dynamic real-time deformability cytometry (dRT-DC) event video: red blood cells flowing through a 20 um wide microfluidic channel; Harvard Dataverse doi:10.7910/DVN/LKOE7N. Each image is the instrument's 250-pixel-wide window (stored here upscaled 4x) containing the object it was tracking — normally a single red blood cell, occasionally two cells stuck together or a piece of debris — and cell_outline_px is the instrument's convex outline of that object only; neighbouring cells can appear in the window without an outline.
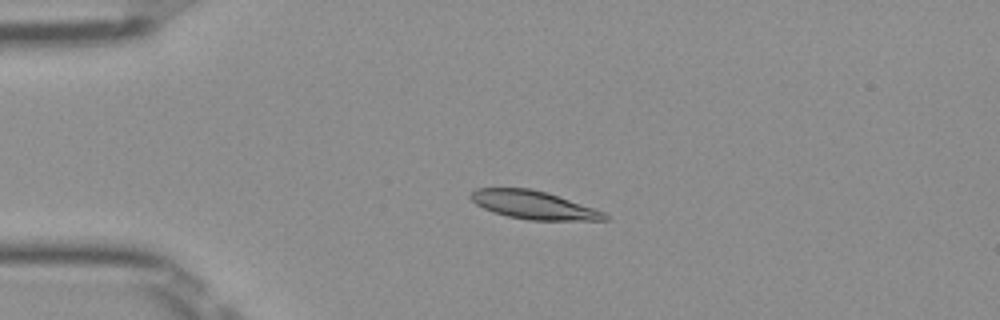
{"species": "Egyptian fruit bat (a non-hibernating species)", "species_latin": "Rousettus aegyptiacus", "temperature_condition": "room temperature", "stored_images_in_passage": 51, "camera_frame_rate_fps": 3000, "um_per_image_px": 0.085, "frame": {"image": 1, "passage_image": 12, "time_ms": 3.667, "image_size_px": [1000, 320], "cell_outline_px": [[608, 220], [528, 220], [508, 216], [492, 212], [476, 204], [468, 196], [476, 188], [532, 188], [548, 192], [596, 208], [604, 212], [608, 216]], "centroid_in_image_um": [45.37, 17.41], "position_along_channel_um": 39.6, "area_um2": 22.2}}
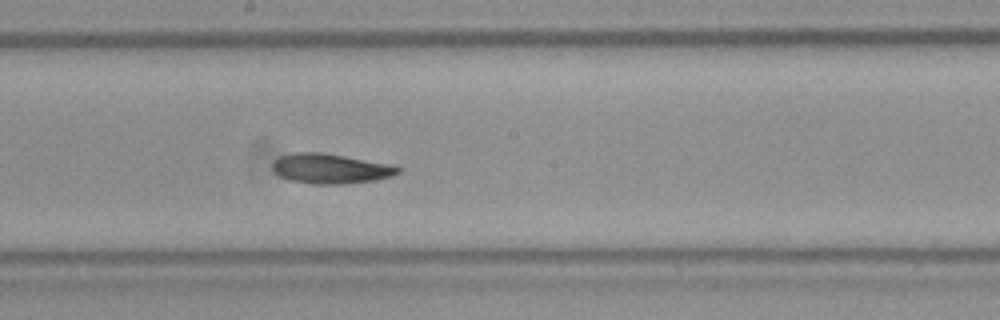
{"frame": {"image": 2, "passage_image": 28, "time_ms": 9.0, "image_size_px": [1000, 320], "cell_outline_px": [[404, 168], [400, 172], [392, 176], [376, 180], [344, 184], [312, 184], [292, 180], [280, 176], [272, 168], [272, 164], [280, 156], [292, 152], [324, 152], [396, 164]], "centroid_in_image_um": [28.19, 14.32], "position_along_channel_um": 220.0, "area_um2": 22.31}}
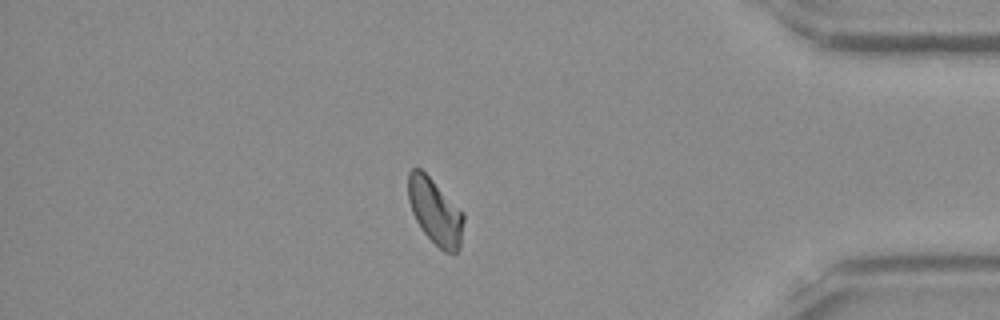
{"frame": {"image": 3, "passage_image": 44, "time_ms": 14.333, "image_size_px": [1000, 320], "cell_outline_px": [[464, 220], [460, 248], [456, 252], [444, 252], [420, 228], [412, 212], [408, 200], [408, 172], [412, 168], [420, 168], [464, 212]], "centroid_in_image_um": [36.99, 17.98], "position_along_channel_um": 398.2, "area_um2": 21.1}, "authors_computed_cell_mechanics": {"area_um2": 21.675, "velocity_mm_per_s": 3.9754, "shape_relaxation_time_tau1_ms": 3.8686, "shape_relaxation_time_tau2_ms": 5.0014, "deformation_change_tau1": 0.1298, "deformation_change_tau2": 0.1007}}